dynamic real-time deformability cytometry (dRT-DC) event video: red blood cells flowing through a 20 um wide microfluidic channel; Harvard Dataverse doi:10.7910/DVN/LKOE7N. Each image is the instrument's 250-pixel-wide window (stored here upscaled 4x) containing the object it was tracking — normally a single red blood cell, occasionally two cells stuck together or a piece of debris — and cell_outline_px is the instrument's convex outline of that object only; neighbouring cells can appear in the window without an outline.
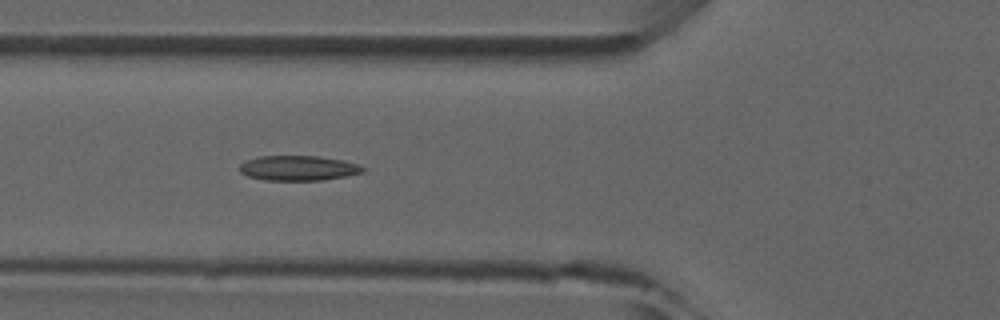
{"species": "common noctule bat (a hibernating species)", "species_latin": "Nyctalus noctula", "temperature_condition": "room temperature", "stored_images_in_passage": 6, "camera_frame_rate_fps": 3000, "um_per_image_px": 0.085, "animal": {"sex": "male", "forearm_length_mm": 52.5}, "frame": {"image": 1, "passage_image": 5, "time_ms": 4.667, "image_size_px": [1000, 320], "cell_outline_px": [[364, 172], [324, 180], [264, 180], [248, 176], [240, 172], [240, 164], [244, 160], [260, 156], [316, 156], [340, 160], [356, 164], [364, 168]], "centroid_in_image_um": [25.29, 14.29], "position_along_channel_um": 100.5, "area_um2": 17.74}}
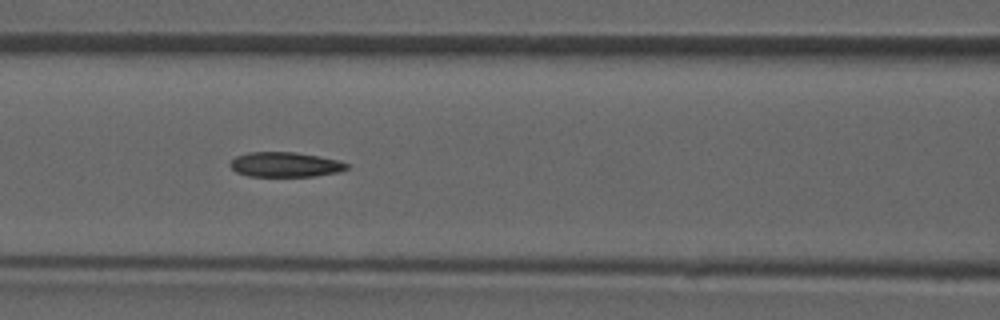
{"frame": {"image": 2, "passage_image": 6, "time_ms": 5.667, "image_size_px": [1000, 320], "cell_outline_px": [[348, 168], [340, 172], [312, 176], [248, 176], [236, 172], [228, 164], [236, 156], [248, 152], [296, 152], [320, 156], [340, 160], [348, 164]], "centroid_in_image_um": [24.25, 13.98], "position_along_channel_um": 142.4, "area_um2": 16.99}}